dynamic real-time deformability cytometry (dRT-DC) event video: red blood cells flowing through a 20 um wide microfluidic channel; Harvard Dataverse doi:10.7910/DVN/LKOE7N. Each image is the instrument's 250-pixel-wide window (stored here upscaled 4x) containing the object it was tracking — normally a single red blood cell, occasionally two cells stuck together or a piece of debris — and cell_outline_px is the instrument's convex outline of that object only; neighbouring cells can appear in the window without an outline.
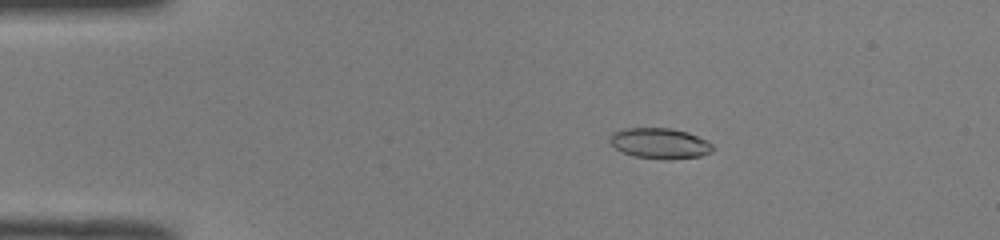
{"species": "common noctule bat (a hibernating species)", "species_latin": "Nyctalus noctula", "temperature_condition": "room temperature", "stored_images_in_passage": 51, "camera_frame_rate_fps": 3000, "um_per_image_px": 0.085, "animal": {"sex": "male", "body_mass_g": 19.0, "forearm_length_mm": 50.8}, "frame": {"image": 1, "passage_image": 10, "time_ms": 3.0, "image_size_px": [1000, 240], "cell_outline_px": [[712, 148], [708, 152], [700, 156], [668, 160], [664, 160], [636, 156], [624, 152], [616, 148], [608, 140], [608, 136], [612, 132], [624, 128], [672, 128], [688, 132], [708, 140], [712, 144]], "centroid_in_image_um": [56.06, 12.17], "position_along_channel_um": 28.9, "area_um2": 18.38}}
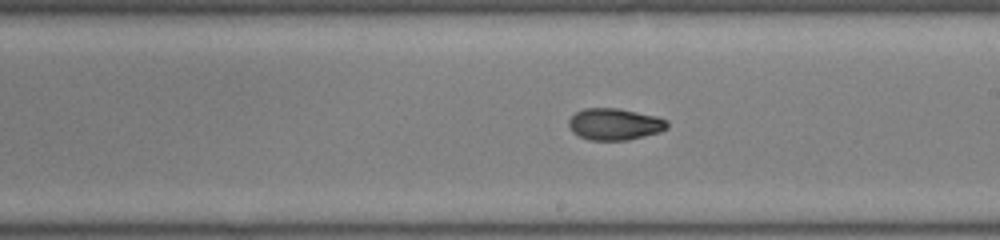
{"frame": {"image": 2, "passage_image": 30, "time_ms": 9.667, "image_size_px": [1000, 240], "cell_outline_px": [[668, 128], [660, 132], [628, 140], [588, 140], [572, 132], [568, 124], [568, 120], [576, 112], [584, 108], [616, 108], [656, 116], [668, 120]], "centroid_in_image_um": [52.24, 10.56], "position_along_channel_um": 236.8, "area_um2": 18.21}}
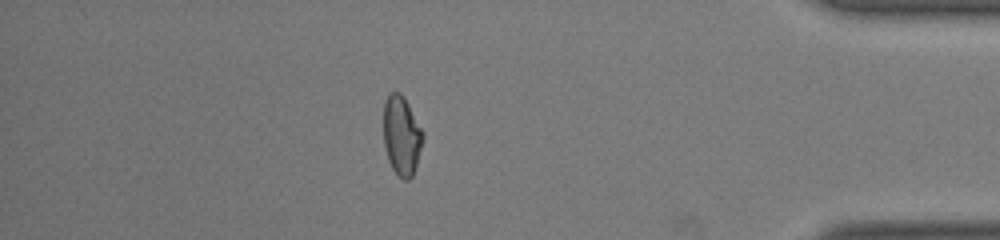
{"frame": {"image": 3, "passage_image": 45, "time_ms": 14.667, "image_size_px": [1000, 240], "cell_outline_px": [[424, 140], [412, 176], [408, 180], [404, 180], [392, 168], [388, 160], [384, 144], [384, 104], [388, 96], [392, 92], [400, 92], [404, 96], [424, 132]], "centroid_in_image_um": [34.15, 11.51], "position_along_channel_um": 401.0, "area_um2": 18.15}, "authors_computed_cell_mechanics": {"area_um2": 18.4382, "velocity_mm_per_s": 4.0246, "shape_relaxation_time_tau1_ms": 9.3649, "shape_relaxation_time_tau2_ms": 2.0087, "deformation_change_tau1": 0.2125, "deformation_change_tau2": 0.0642}}